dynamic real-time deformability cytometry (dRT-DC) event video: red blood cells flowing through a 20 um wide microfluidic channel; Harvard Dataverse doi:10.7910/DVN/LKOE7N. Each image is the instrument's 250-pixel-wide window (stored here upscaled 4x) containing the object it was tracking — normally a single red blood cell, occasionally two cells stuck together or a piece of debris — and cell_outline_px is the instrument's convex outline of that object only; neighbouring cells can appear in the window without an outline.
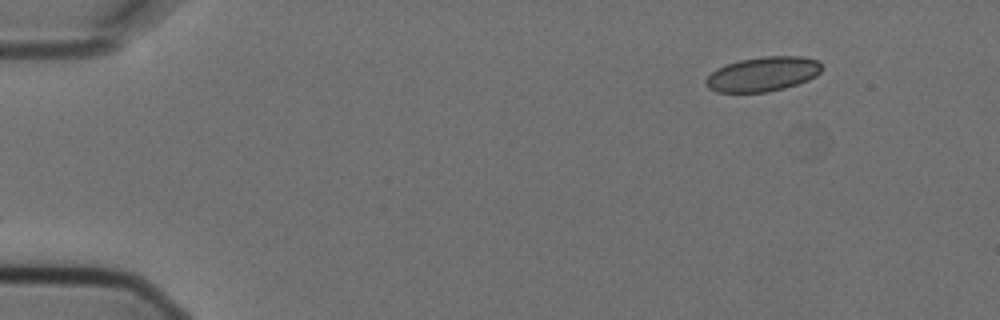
{"species": "Egyptian fruit bat (a non-hibernating species)", "species_latin": "Rousettus aegyptiacus", "temperature_condition": "cold", "stored_images_in_passage": 2, "camera_frame_rate_fps": 3000, "um_per_image_px": 0.085, "animal": {"sex": "female"}, "frame": {"image": 1, "passage_image": 2, "time_ms": 0.333, "image_size_px": [1000, 320], "cell_outline_px": [[824, 68], [816, 76], [808, 80], [784, 88], [768, 92], [716, 92], [708, 88], [704, 84], [704, 80], [716, 68], [724, 64], [740, 60], [764, 56], [800, 56], [816, 60]], "centroid_in_image_um": [64.81, 6.3], "position_along_channel_um": 20.2, "area_um2": 23.47}}